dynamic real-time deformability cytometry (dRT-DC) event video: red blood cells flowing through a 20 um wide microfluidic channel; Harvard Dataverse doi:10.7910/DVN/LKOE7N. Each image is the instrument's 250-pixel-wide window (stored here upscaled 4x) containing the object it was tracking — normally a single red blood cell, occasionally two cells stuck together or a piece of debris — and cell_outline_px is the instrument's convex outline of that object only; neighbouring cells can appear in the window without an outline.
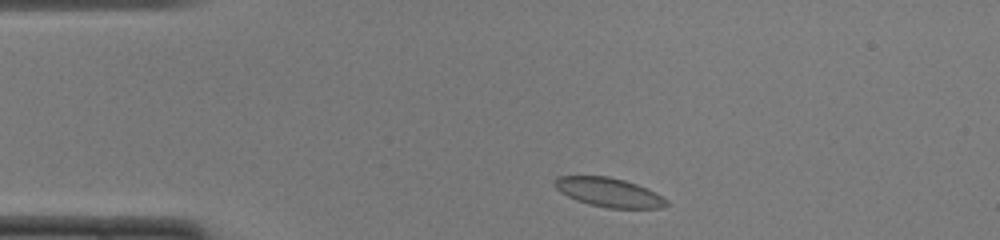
{"species": "common noctule bat (a hibernating species)", "species_latin": "Nyctalus noctula", "temperature_condition": "cold", "stored_images_in_passage": 43, "camera_frame_rate_fps": 3000, "um_per_image_px": 0.085, "animal": {"sex": "female", "body_mass_g": 22.0, "forearm_length_mm": 56.7}, "frame": {"image": 1, "passage_image": 2, "time_ms": 0.333, "image_size_px": [1000, 240], "cell_outline_px": [[668, 204], [660, 208], [608, 208], [588, 204], [576, 200], [560, 192], [556, 188], [556, 180], [560, 176], [608, 176], [624, 180], [636, 184], [656, 192], [668, 200]], "centroid_in_image_um": [51.79, 16.36], "position_along_channel_um": 33.2, "area_um2": 18.79}}
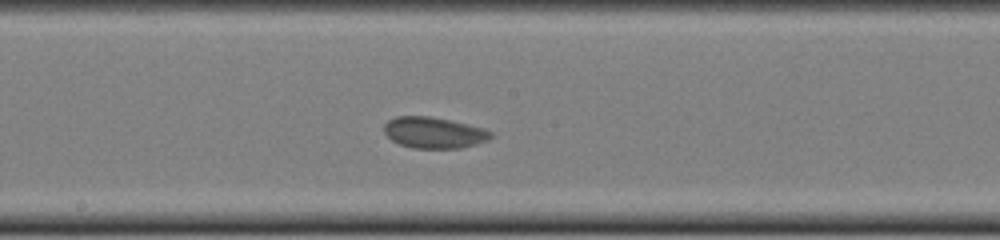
{"frame": {"image": 2, "passage_image": 19, "time_ms": 6.0, "image_size_px": [1000, 240], "cell_outline_px": [[492, 136], [488, 140], [476, 144], [460, 148], [412, 148], [400, 144], [392, 140], [384, 132], [384, 124], [388, 120], [396, 116], [432, 116], [484, 128], [492, 132]], "centroid_in_image_um": [36.87, 11.27], "position_along_channel_um": 211.3, "area_um2": 19.36}}
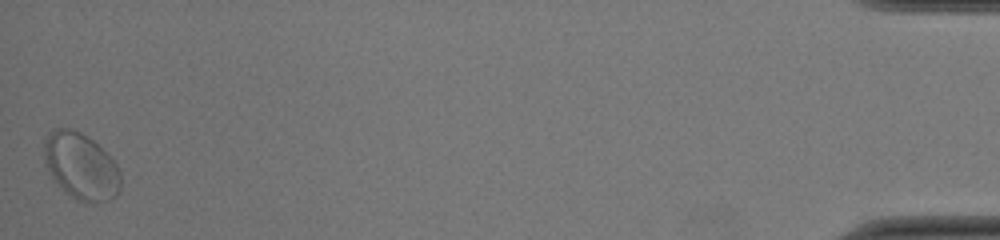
{"frame": {"image": 3, "passage_image": 43, "time_ms": 14.0, "image_size_px": [1000, 240], "cell_outline_px": [[120, 192], [116, 196], [108, 200], [84, 204], [76, 200], [64, 192], [52, 176], [44, 164], [44, 140], [56, 128], [68, 128], [80, 132], [88, 136], [108, 152], [120, 168]], "centroid_in_image_um": [6.91, 14.15], "position_along_channel_um": 428.3, "area_um2": 30.11}, "authors_computed_cell_mechanics": {"area_um2": 19.2474, "velocity_mm_per_s": 3.8586, "shape_relaxation_time_tau1_ms": 2.3052, "shape_relaxation_time_tau2_ms": null, "deformation_change_tau1": 0.0488, "deformation_change_tau2": null}}